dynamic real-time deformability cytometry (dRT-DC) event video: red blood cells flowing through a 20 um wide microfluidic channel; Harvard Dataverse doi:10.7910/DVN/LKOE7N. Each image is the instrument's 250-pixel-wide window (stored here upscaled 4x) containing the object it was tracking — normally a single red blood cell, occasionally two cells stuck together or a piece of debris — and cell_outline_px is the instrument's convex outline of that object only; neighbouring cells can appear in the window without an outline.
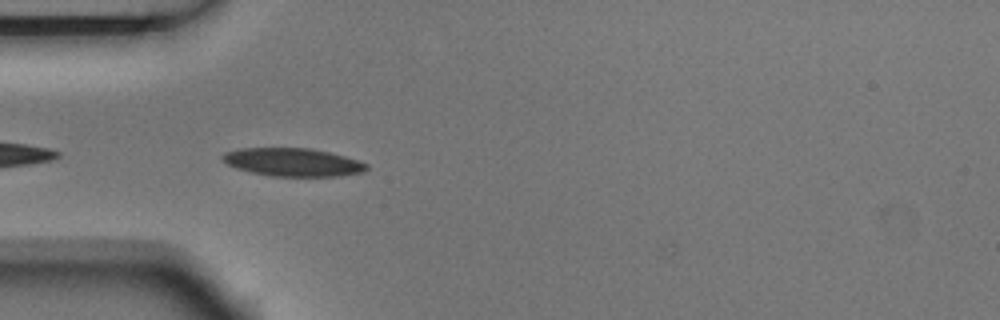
{"species": "Egyptian fruit bat (a non-hibernating species)", "species_latin": "Rousettus aegyptiacus", "temperature_condition": "room temperature", "stored_images_in_passage": 5, "camera_frame_rate_fps": 3000, "um_per_image_px": 0.085, "animal": {"sex": "male"}, "frame": {"image": 1, "passage_image": 4, "time_ms": 1.0, "image_size_px": [1000, 320], "cell_outline_px": [[368, 168], [364, 172], [340, 176], [272, 176], [252, 172], [236, 168], [228, 164], [220, 156], [224, 152], [240, 148], [312, 148], [344, 156], [368, 164]], "centroid_in_image_um": [24.89, 13.78], "position_along_channel_um": 60.1, "area_um2": 23.52}}
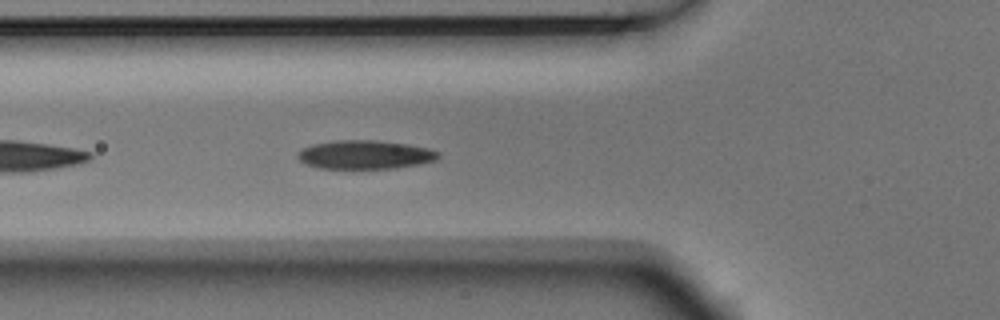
{"frame": {"image": 2, "passage_image": 5, "time_ms": 1.333, "image_size_px": [1000, 320], "cell_outline_px": [[440, 156], [436, 160], [420, 164], [396, 168], [352, 172], [316, 168], [304, 164], [296, 156], [300, 148], [312, 144], [332, 140], [380, 140], [408, 144], [428, 148], [440, 152]], "centroid_in_image_um": [30.96, 13.19], "position_along_channel_um": 94.8, "area_um2": 25.03}}